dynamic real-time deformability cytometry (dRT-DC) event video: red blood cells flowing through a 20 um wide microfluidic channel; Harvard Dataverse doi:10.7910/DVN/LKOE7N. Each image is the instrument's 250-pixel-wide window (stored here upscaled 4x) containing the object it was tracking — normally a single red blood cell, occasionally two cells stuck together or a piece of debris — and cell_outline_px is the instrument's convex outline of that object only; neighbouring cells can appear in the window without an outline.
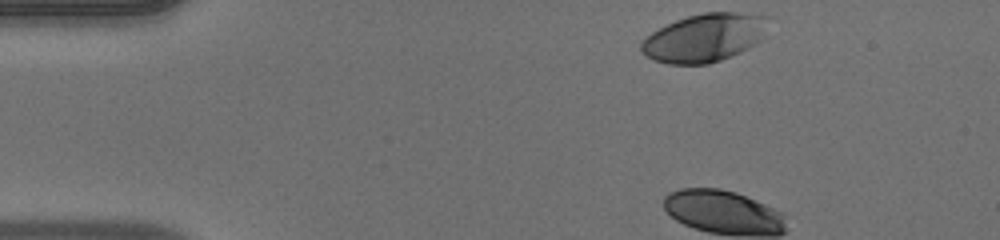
{"species": "human", "species_latin": "Homo sapiens", "temperature_condition": "warm", "stored_images_in_passage": 37, "camera_frame_rate_fps": 3000, "um_per_image_px": 0.085, "donor": {"sex": "male"}, "frame": {"image": 1, "passage_image": 1, "time_ms": 0.0, "image_size_px": [1000, 240], "cell_outline_px": [[768, 16], [760, 40], [756, 44], [740, 52], [720, 60], [708, 64], [668, 64], [652, 60], [640, 48], [640, 40], [652, 32], [676, 20], [688, 16], [704, 12], [736, 12]], "centroid_in_image_um": [59.83, 3.21], "position_along_channel_um": 25.2, "area_um2": 35.37}}